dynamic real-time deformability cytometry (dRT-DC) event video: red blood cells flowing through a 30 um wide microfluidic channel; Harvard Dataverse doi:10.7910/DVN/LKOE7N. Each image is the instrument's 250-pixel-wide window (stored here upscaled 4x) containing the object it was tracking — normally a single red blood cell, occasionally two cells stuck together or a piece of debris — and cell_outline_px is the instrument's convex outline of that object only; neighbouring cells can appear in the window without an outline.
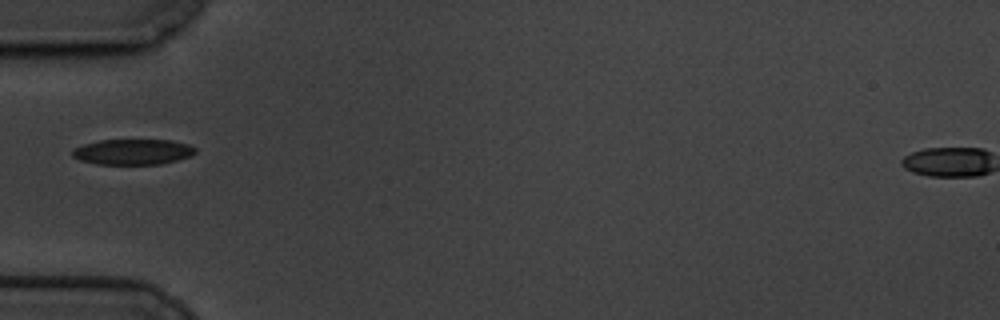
{"species": "common noctule bat (a hibernating species)", "species_latin": "Nyctalus noctula", "temperature_condition": "cold", "stored_images_in_passage": 41, "camera_frame_rate_fps": 3000, "um_per_image_px": 0.085, "animal": {"sex": "male", "body_mass_g": 19.5, "forearm_length_mm": 54.6}, "frame": {"image": 1, "passage_image": 1, "time_ms": 0.0, "image_size_px": [1000, 320], "cell_outline_px": [[196, 152], [192, 156], [160, 164], [96, 164], [80, 160], [72, 156], [72, 148], [84, 144], [100, 140], [172, 140], [188, 144], [196, 148]], "centroid_in_image_um": [11.29, 12.9], "position_along_channel_um": 73.7, "area_um2": 18.38}}
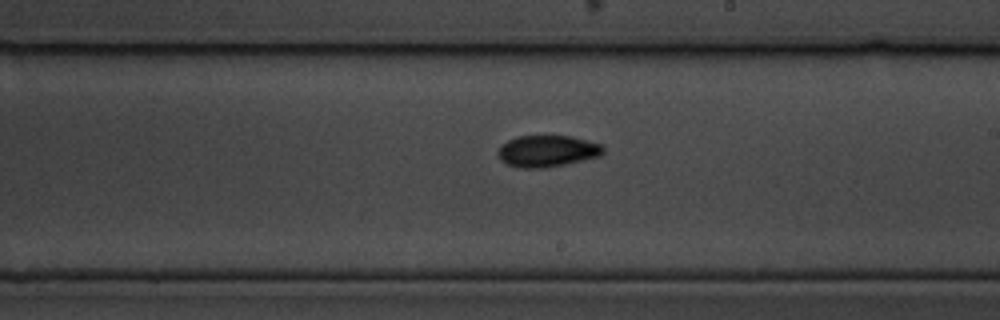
{"frame": {"image": 2, "passage_image": 16, "time_ms": 5.0, "image_size_px": [1000, 320], "cell_outline_px": [[604, 152], [600, 156], [564, 164], [544, 168], [524, 168], [504, 164], [500, 160], [496, 152], [500, 144], [516, 136], [568, 136], [604, 144]], "centroid_in_image_um": [46.48, 12.84], "position_along_channel_um": 242.5, "area_um2": 19.54}}
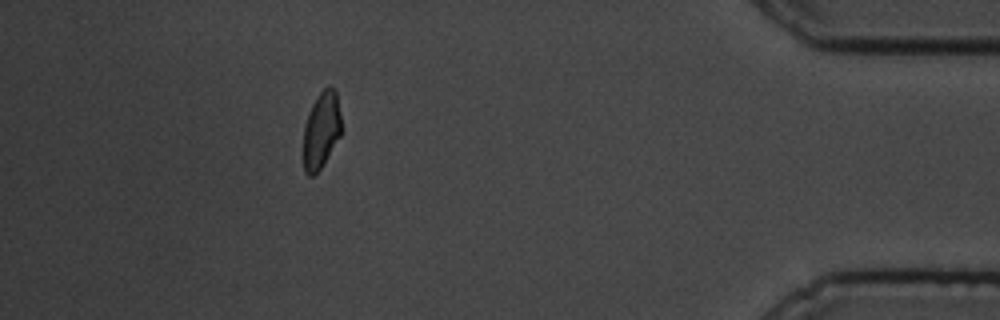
{"frame": {"image": 3, "passage_image": 35, "time_ms": 11.333, "image_size_px": [1000, 320], "cell_outline_px": [[340, 136], [320, 168], [312, 176], [308, 176], [304, 172], [304, 124], [308, 112], [316, 96], [328, 84], [336, 88], [340, 112]], "centroid_in_image_um": [27.3, 10.99], "position_along_channel_um": 407.9, "area_um2": 16.94}}